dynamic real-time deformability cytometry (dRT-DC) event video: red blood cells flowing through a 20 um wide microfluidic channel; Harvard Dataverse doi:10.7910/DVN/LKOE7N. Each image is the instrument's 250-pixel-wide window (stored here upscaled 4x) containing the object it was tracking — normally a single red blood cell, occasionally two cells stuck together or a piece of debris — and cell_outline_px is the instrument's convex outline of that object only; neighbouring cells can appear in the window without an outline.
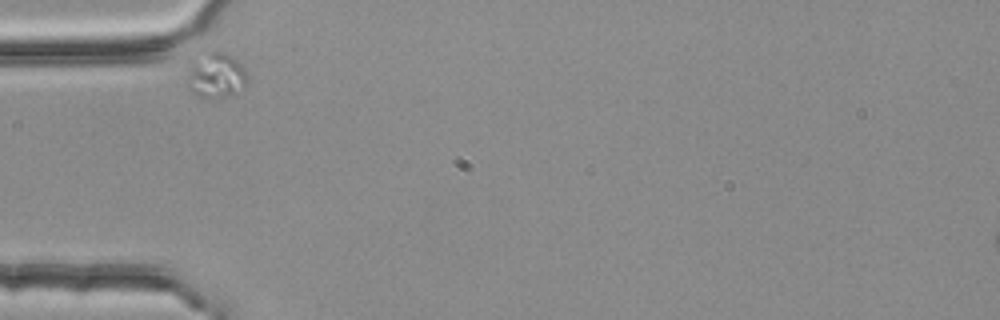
{"species": "common noctule bat (a hibernating species)", "species_latin": "Nyctalus noctula", "temperature_condition": "room temperature", "stored_images_in_passage": 3, "camera_frame_rate_fps": 3000, "um_per_image_px": 0.085, "animal": {"sex": "female", "body_mass_g": 25.1}, "frame": {"image": 1, "passage_image": 1, "time_ms": 0.0, "image_size_px": [1000, 320], "cell_outline_px": [[248, 84], [232, 96], [196, 96], [188, 88], [188, 76], [192, 60], [204, 48], [224, 52], [232, 56], [240, 64], [248, 76]], "centroid_in_image_um": [18.36, 6.34], "position_along_channel_um": 66.6, "area_um2": 16.18}}